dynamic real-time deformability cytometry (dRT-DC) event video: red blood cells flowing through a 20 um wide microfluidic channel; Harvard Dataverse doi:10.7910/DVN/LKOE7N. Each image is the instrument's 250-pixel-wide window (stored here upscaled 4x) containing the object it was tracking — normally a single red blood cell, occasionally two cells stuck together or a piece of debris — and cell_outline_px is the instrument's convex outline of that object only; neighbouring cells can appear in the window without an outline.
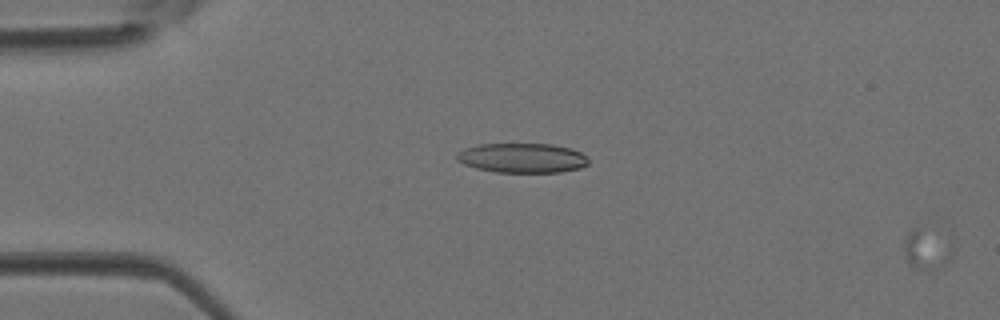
{"species": "Egyptian fruit bat (a non-hibernating species)", "species_latin": "Rousettus aegyptiacus", "temperature_condition": "room temperature", "stored_images_in_passage": 2, "camera_frame_rate_fps": 3000, "um_per_image_px": 0.085, "animal": {"sex": "female"}, "frame": {"image": 1, "passage_image": 2, "time_ms": 0.333, "image_size_px": [1000, 320], "cell_outline_px": [[952, 256], [948, 260], [936, 268], [916, 268], [908, 264], [904, 256], [904, 240], [908, 232], [912, 228], [916, 228], [952, 240]], "centroid_in_image_um": [78.75, 21.18], "position_along_channel_um": 6.3, "area_um2": 11.04}}